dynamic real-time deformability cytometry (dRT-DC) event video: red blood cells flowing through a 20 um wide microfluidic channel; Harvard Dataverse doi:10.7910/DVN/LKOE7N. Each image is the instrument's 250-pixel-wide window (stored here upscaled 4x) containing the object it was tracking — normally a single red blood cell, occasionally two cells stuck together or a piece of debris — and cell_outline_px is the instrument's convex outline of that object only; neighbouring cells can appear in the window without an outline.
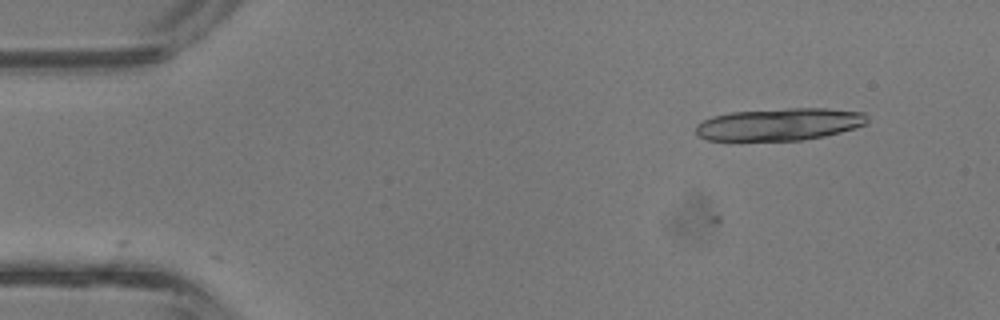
{"species": "common noctule bat (a hibernating species)", "species_latin": "Nyctalus noctula", "temperature_condition": "room temperature", "stored_images_in_passage": 5, "camera_frame_rate_fps": 3000, "um_per_image_px": 0.085, "animal": {"sex": "male", "body_mass_g": 13.3}, "frame": {"image": 1, "passage_image": 1, "time_ms": 0.0, "image_size_px": [1000, 320], "cell_outline_px": [[868, 124], [856, 128], [824, 136], [804, 140], [708, 140], [696, 136], [696, 124], [712, 116], [732, 112], [788, 108], [828, 108], [864, 112], [868, 116]], "centroid_in_image_um": [66.29, 10.56], "position_along_channel_um": 18.7, "area_um2": 32.48}}